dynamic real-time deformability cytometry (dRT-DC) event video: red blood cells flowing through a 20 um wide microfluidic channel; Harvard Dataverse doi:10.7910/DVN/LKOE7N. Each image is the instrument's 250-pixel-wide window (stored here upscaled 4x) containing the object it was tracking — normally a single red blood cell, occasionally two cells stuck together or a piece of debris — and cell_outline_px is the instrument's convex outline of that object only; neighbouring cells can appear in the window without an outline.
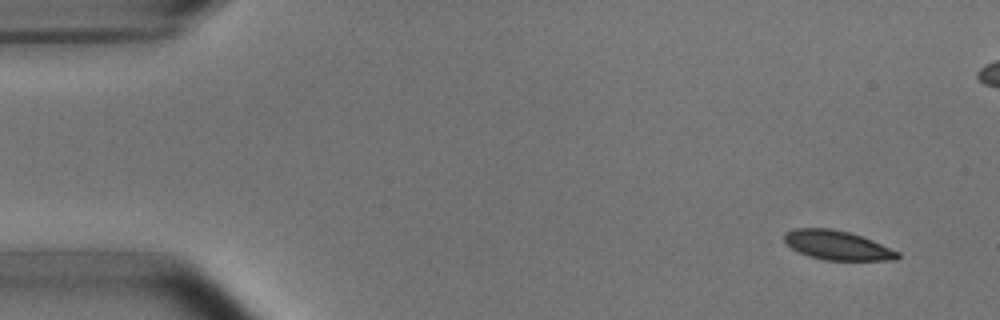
{"species": "common noctule bat (a hibernating species)", "species_latin": "Nyctalus noctula", "temperature_condition": "room temperature", "stored_images_in_passage": 5, "camera_frame_rate_fps": 3000, "um_per_image_px": 0.085, "animal": {"sex": "male", "body_mass_g": 15.6}, "frame": {"image": 1, "passage_image": 1, "time_ms": 0.0, "image_size_px": [1000, 320], "cell_outline_px": [[900, 256], [896, 260], [824, 260], [808, 256], [792, 248], [784, 240], [784, 232], [796, 228], [832, 228], [848, 232], [872, 240], [900, 252]], "centroid_in_image_um": [71.17, 20.85], "position_along_channel_um": 13.8, "area_um2": 19.25}}